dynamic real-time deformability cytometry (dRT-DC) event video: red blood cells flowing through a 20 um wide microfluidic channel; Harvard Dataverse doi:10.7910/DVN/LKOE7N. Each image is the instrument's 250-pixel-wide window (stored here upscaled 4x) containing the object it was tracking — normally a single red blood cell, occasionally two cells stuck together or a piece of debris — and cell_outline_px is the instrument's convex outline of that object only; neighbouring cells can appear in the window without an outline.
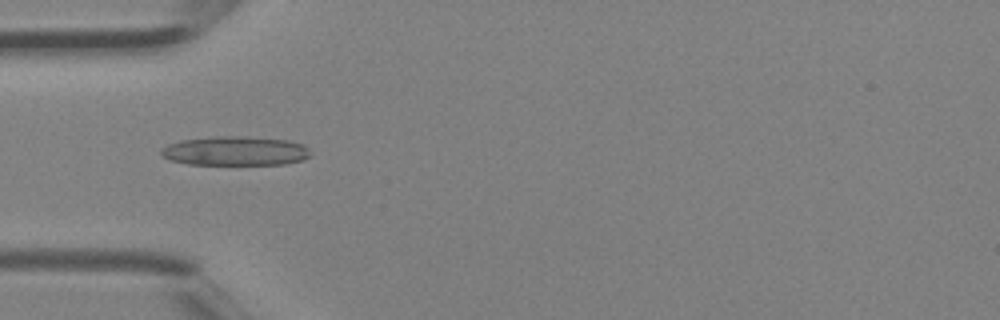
{"species": "Egyptian fruit bat (a non-hibernating species)", "species_latin": "Rousettus aegyptiacus", "temperature_condition": "room temperature", "stored_images_in_passage": 33, "camera_frame_rate_fps": 3000, "um_per_image_px": 0.085, "animal": {"sex": "female"}, "frame": {"image": 1, "passage_image": 5, "time_ms": 1.333, "image_size_px": [1000, 320], "cell_outline_px": [[312, 152], [304, 160], [284, 164], [188, 164], [168, 160], [160, 152], [160, 148], [168, 144], [180, 140], [212, 136], [244, 136], [288, 140], [304, 144]], "centroid_in_image_um": [19.99, 12.82], "position_along_channel_um": 65.0, "area_um2": 25.66}}
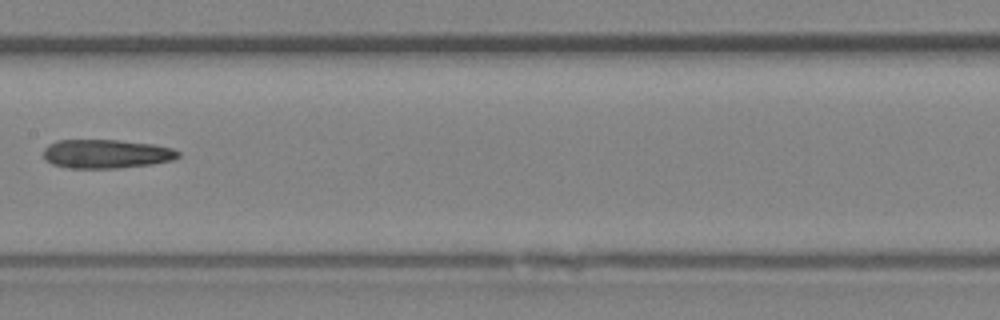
{"frame": {"image": 2, "passage_image": 13, "time_ms": 4.0, "image_size_px": [1000, 320], "cell_outline_px": [[180, 156], [172, 160], [152, 164], [116, 168], [68, 168], [52, 164], [44, 160], [44, 148], [48, 144], [56, 140], [120, 140], [152, 144], [172, 148], [180, 152]], "centroid_in_image_um": [9.01, 13.07], "position_along_channel_um": 198.4, "area_um2": 22.77}}
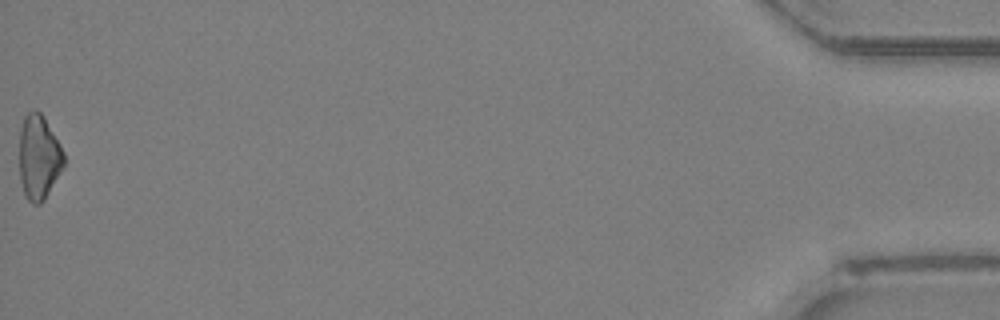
{"frame": {"image": 3, "passage_image": 33, "time_ms": 10.667, "image_size_px": [1000, 320], "cell_outline_px": [[64, 168], [44, 200], [40, 204], [32, 204], [24, 196], [20, 180], [20, 128], [24, 116], [32, 108], [36, 108], [44, 116], [60, 144], [64, 152]], "centroid_in_image_um": [3.3, 13.36], "position_along_channel_um": 431.9, "area_um2": 22.31}}